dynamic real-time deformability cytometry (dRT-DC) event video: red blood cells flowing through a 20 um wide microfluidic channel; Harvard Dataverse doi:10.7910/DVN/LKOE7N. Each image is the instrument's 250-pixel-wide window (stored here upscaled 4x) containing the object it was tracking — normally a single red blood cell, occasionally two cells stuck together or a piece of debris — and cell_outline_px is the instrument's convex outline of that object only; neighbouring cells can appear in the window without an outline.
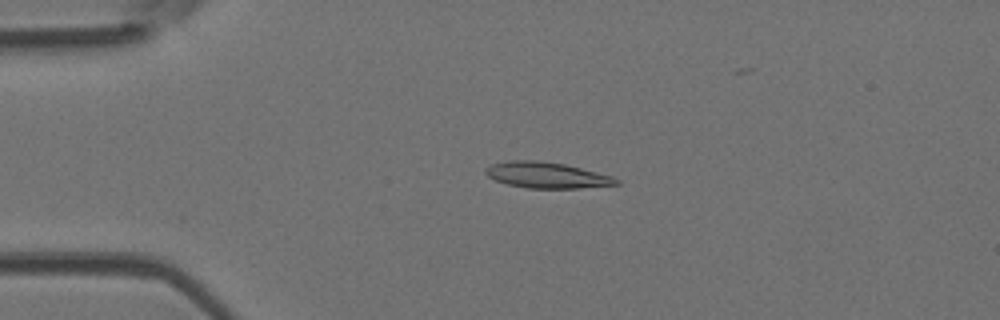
{"species": "Egyptian fruit bat (a non-hibernating species)", "species_latin": "Rousettus aegyptiacus", "temperature_condition": "room temperature", "stored_images_in_passage": 25, "camera_frame_rate_fps": 3000, "um_per_image_px": 0.085, "animal": {"sex": "female"}, "frame": {"image": 1, "passage_image": 12, "time_ms": 3.667, "image_size_px": [1000, 320], "cell_outline_px": [[620, 184], [580, 188], [528, 188], [508, 184], [496, 180], [488, 176], [484, 172], [484, 168], [492, 164], [508, 160], [540, 160], [564, 164], [612, 176], [620, 180]], "centroid_in_image_um": [46.46, 14.88], "position_along_channel_um": 38.5, "area_um2": 19.71}}
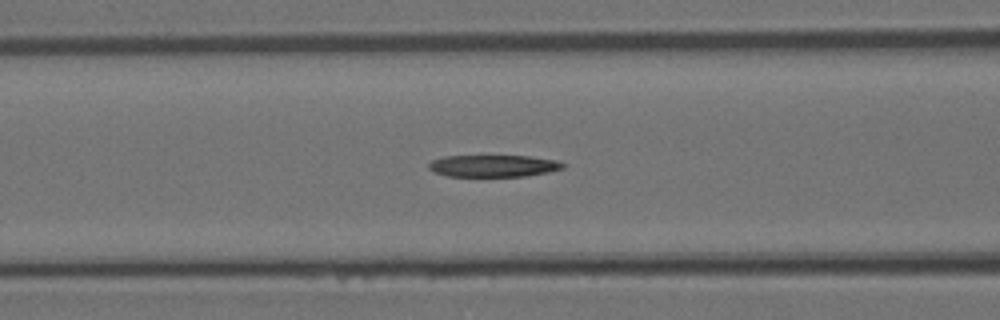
{"frame": {"image": 2, "passage_image": 21, "time_ms": 6.667, "image_size_px": [1000, 320], "cell_outline_px": [[568, 164], [564, 168], [548, 172], [524, 176], [448, 176], [432, 172], [428, 168], [428, 164], [432, 160], [444, 156], [528, 156], [556, 160]], "centroid_in_image_um": [41.94, 14.1], "position_along_channel_um": 124.7, "area_um2": 17.22}}
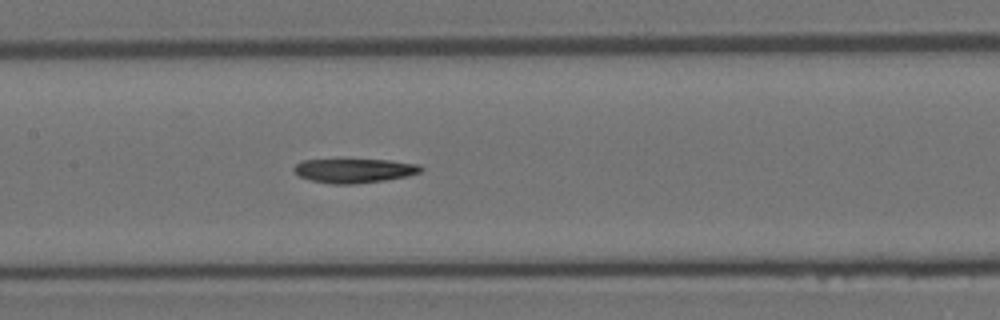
{"frame": {"image": 3, "passage_image": 25, "time_ms": 8.0, "image_size_px": [1000, 320], "cell_outline_px": [[424, 168], [420, 172], [408, 176], [384, 180], [352, 184], [332, 184], [312, 180], [300, 176], [292, 168], [296, 164], [304, 160], [388, 160], [420, 164]], "centroid_in_image_um": [30.15, 14.5], "position_along_channel_um": 177.2, "area_um2": 17.69}}